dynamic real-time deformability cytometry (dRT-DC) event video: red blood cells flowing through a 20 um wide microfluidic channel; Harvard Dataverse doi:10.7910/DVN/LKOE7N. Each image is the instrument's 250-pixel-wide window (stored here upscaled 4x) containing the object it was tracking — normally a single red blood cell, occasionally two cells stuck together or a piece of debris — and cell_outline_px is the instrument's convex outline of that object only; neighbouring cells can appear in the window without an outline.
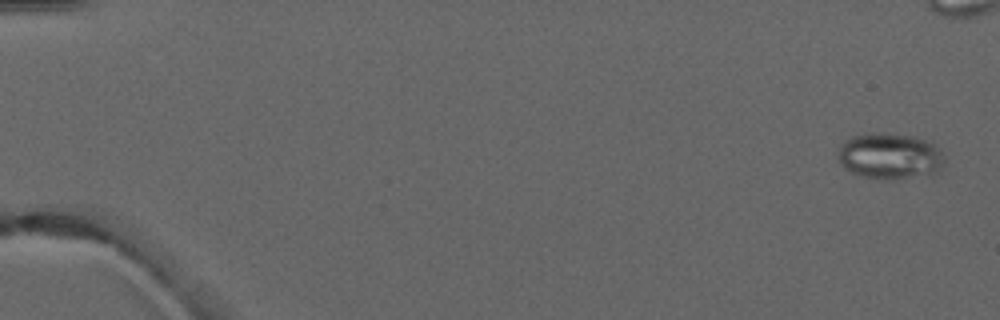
{"species": "common noctule bat (a hibernating species)", "species_latin": "Nyctalus noctula", "temperature_condition": "warm", "stored_images_in_passage": 5, "camera_frame_rate_fps": 3000, "um_per_image_px": 0.085, "animal": {"sex": "male", "forearm_length_mm": 52.5}, "frame": {"image": 1, "passage_image": 1, "time_ms": 0.0, "image_size_px": [1000, 320], "cell_outline_px": [[944, 160], [932, 176], [892, 180], [884, 180], [864, 176], [852, 172], [844, 168], [840, 164], [840, 144], [844, 140], [852, 136], [872, 132], [884, 132], [912, 136], [936, 144], [940, 148], [944, 156]], "centroid_in_image_um": [75.66, 13.27], "position_along_channel_um": 9.3, "area_um2": 28.96}}